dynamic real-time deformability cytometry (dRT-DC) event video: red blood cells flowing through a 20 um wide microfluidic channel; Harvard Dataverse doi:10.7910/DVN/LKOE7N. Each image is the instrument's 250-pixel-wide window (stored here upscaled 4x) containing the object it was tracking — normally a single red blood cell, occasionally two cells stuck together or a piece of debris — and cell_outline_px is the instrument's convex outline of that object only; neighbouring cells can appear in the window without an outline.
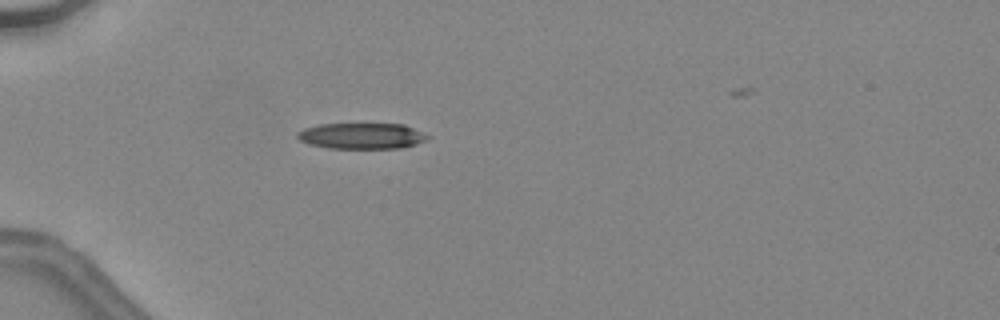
{"species": "common noctule bat (a hibernating species)", "species_latin": "Nyctalus noctula", "temperature_condition": "warm", "stored_images_in_passage": 23, "camera_frame_rate_fps": 3000, "um_per_image_px": 0.085, "animal": {"sex": "female", "body_mass_g": 24.6, "forearm_length_mm": 56.2}, "frame": {"image": 1, "passage_image": 1, "time_ms": 0.0, "image_size_px": [1000, 320], "cell_outline_px": [[432, 136], [428, 140], [416, 144], [400, 148], [328, 148], [308, 144], [300, 140], [296, 136], [296, 132], [304, 128], [320, 124], [404, 124], [424, 132]], "centroid_in_image_um": [30.77, 11.55], "position_along_channel_um": 54.2, "area_um2": 19.88}}